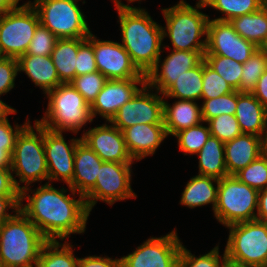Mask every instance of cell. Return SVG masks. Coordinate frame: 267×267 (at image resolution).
I'll return each instance as SVG.
<instances>
[{
  "label": "cell",
  "instance_id": "ab89813d",
  "mask_svg": "<svg viewBox=\"0 0 267 267\" xmlns=\"http://www.w3.org/2000/svg\"><path fill=\"white\" fill-rule=\"evenodd\" d=\"M108 79L99 71L76 76L70 83L91 105Z\"/></svg>",
  "mask_w": 267,
  "mask_h": 267
},
{
  "label": "cell",
  "instance_id": "484cf974",
  "mask_svg": "<svg viewBox=\"0 0 267 267\" xmlns=\"http://www.w3.org/2000/svg\"><path fill=\"white\" fill-rule=\"evenodd\" d=\"M219 180L204 175H195L185 185L179 204L189 209L211 205L214 212L217 205Z\"/></svg>",
  "mask_w": 267,
  "mask_h": 267
},
{
  "label": "cell",
  "instance_id": "1f68e13d",
  "mask_svg": "<svg viewBox=\"0 0 267 267\" xmlns=\"http://www.w3.org/2000/svg\"><path fill=\"white\" fill-rule=\"evenodd\" d=\"M266 3L267 0H207L205 6L221 13V16L213 18L214 20L230 21L258 11Z\"/></svg>",
  "mask_w": 267,
  "mask_h": 267
},
{
  "label": "cell",
  "instance_id": "7402d4cb",
  "mask_svg": "<svg viewBox=\"0 0 267 267\" xmlns=\"http://www.w3.org/2000/svg\"><path fill=\"white\" fill-rule=\"evenodd\" d=\"M228 175H235L261 155V137L242 133L224 143Z\"/></svg>",
  "mask_w": 267,
  "mask_h": 267
},
{
  "label": "cell",
  "instance_id": "5bb4252c",
  "mask_svg": "<svg viewBox=\"0 0 267 267\" xmlns=\"http://www.w3.org/2000/svg\"><path fill=\"white\" fill-rule=\"evenodd\" d=\"M98 38L91 33L86 39L93 45L98 71L108 80L146 78L134 65L121 43Z\"/></svg>",
  "mask_w": 267,
  "mask_h": 267
},
{
  "label": "cell",
  "instance_id": "9a60e30c",
  "mask_svg": "<svg viewBox=\"0 0 267 267\" xmlns=\"http://www.w3.org/2000/svg\"><path fill=\"white\" fill-rule=\"evenodd\" d=\"M80 140L81 136L66 141L63 132H55L43 127V143L48 169L47 183L53 184V181H60L69 185L72 182L75 149Z\"/></svg>",
  "mask_w": 267,
  "mask_h": 267
},
{
  "label": "cell",
  "instance_id": "11a10c76",
  "mask_svg": "<svg viewBox=\"0 0 267 267\" xmlns=\"http://www.w3.org/2000/svg\"><path fill=\"white\" fill-rule=\"evenodd\" d=\"M114 5H115V8L116 9H140V6L141 5H138V6H133V5H129L131 3H135L138 1V4H141V1L142 0H126L127 1V4H124V2L122 0H112Z\"/></svg>",
  "mask_w": 267,
  "mask_h": 267
},
{
  "label": "cell",
  "instance_id": "f907efd6",
  "mask_svg": "<svg viewBox=\"0 0 267 267\" xmlns=\"http://www.w3.org/2000/svg\"><path fill=\"white\" fill-rule=\"evenodd\" d=\"M256 220L267 223V188L259 191Z\"/></svg>",
  "mask_w": 267,
  "mask_h": 267
},
{
  "label": "cell",
  "instance_id": "c3c4849f",
  "mask_svg": "<svg viewBox=\"0 0 267 267\" xmlns=\"http://www.w3.org/2000/svg\"><path fill=\"white\" fill-rule=\"evenodd\" d=\"M4 195H20V191L14 184L11 169L0 168V196Z\"/></svg>",
  "mask_w": 267,
  "mask_h": 267
},
{
  "label": "cell",
  "instance_id": "d6986e66",
  "mask_svg": "<svg viewBox=\"0 0 267 267\" xmlns=\"http://www.w3.org/2000/svg\"><path fill=\"white\" fill-rule=\"evenodd\" d=\"M145 84L146 78L108 80L90 105L93 120L100 116L110 121L120 107L130 101Z\"/></svg>",
  "mask_w": 267,
  "mask_h": 267
},
{
  "label": "cell",
  "instance_id": "d6a6232c",
  "mask_svg": "<svg viewBox=\"0 0 267 267\" xmlns=\"http://www.w3.org/2000/svg\"><path fill=\"white\" fill-rule=\"evenodd\" d=\"M205 124V125H204ZM211 133L207 122L181 130L174 137L177 139L179 151L186 155H196L206 143Z\"/></svg>",
  "mask_w": 267,
  "mask_h": 267
},
{
  "label": "cell",
  "instance_id": "44dd1931",
  "mask_svg": "<svg viewBox=\"0 0 267 267\" xmlns=\"http://www.w3.org/2000/svg\"><path fill=\"white\" fill-rule=\"evenodd\" d=\"M103 162L86 143L80 140L75 149L73 180L69 186L85 196L94 187Z\"/></svg>",
  "mask_w": 267,
  "mask_h": 267
},
{
  "label": "cell",
  "instance_id": "4316f807",
  "mask_svg": "<svg viewBox=\"0 0 267 267\" xmlns=\"http://www.w3.org/2000/svg\"><path fill=\"white\" fill-rule=\"evenodd\" d=\"M86 38L58 39L51 57L62 83H70L76 77L77 53Z\"/></svg>",
  "mask_w": 267,
  "mask_h": 267
},
{
  "label": "cell",
  "instance_id": "f1b7e54d",
  "mask_svg": "<svg viewBox=\"0 0 267 267\" xmlns=\"http://www.w3.org/2000/svg\"><path fill=\"white\" fill-rule=\"evenodd\" d=\"M203 84V60L187 70L162 94L163 99L201 101Z\"/></svg>",
  "mask_w": 267,
  "mask_h": 267
},
{
  "label": "cell",
  "instance_id": "f546056e",
  "mask_svg": "<svg viewBox=\"0 0 267 267\" xmlns=\"http://www.w3.org/2000/svg\"><path fill=\"white\" fill-rule=\"evenodd\" d=\"M229 22L242 38L259 47L267 38V3L256 12L235 17Z\"/></svg>",
  "mask_w": 267,
  "mask_h": 267
},
{
  "label": "cell",
  "instance_id": "8992f818",
  "mask_svg": "<svg viewBox=\"0 0 267 267\" xmlns=\"http://www.w3.org/2000/svg\"><path fill=\"white\" fill-rule=\"evenodd\" d=\"M34 122V126L29 122L17 135L11 155L13 181L19 191L32 186V183L40 182L42 184V181L48 180L43 126Z\"/></svg>",
  "mask_w": 267,
  "mask_h": 267
},
{
  "label": "cell",
  "instance_id": "83f0119b",
  "mask_svg": "<svg viewBox=\"0 0 267 267\" xmlns=\"http://www.w3.org/2000/svg\"><path fill=\"white\" fill-rule=\"evenodd\" d=\"M198 156V174L221 179L228 176L225 162L224 143L218 138L210 135Z\"/></svg>",
  "mask_w": 267,
  "mask_h": 267
},
{
  "label": "cell",
  "instance_id": "e575fe53",
  "mask_svg": "<svg viewBox=\"0 0 267 267\" xmlns=\"http://www.w3.org/2000/svg\"><path fill=\"white\" fill-rule=\"evenodd\" d=\"M206 64L223 77L234 90L239 87L243 64L219 55H204Z\"/></svg>",
  "mask_w": 267,
  "mask_h": 267
},
{
  "label": "cell",
  "instance_id": "f5cc1de1",
  "mask_svg": "<svg viewBox=\"0 0 267 267\" xmlns=\"http://www.w3.org/2000/svg\"><path fill=\"white\" fill-rule=\"evenodd\" d=\"M20 0H0V15L14 10Z\"/></svg>",
  "mask_w": 267,
  "mask_h": 267
},
{
  "label": "cell",
  "instance_id": "836d02e7",
  "mask_svg": "<svg viewBox=\"0 0 267 267\" xmlns=\"http://www.w3.org/2000/svg\"><path fill=\"white\" fill-rule=\"evenodd\" d=\"M267 69V56L258 48L253 55L243 63V72L238 92H252L258 79Z\"/></svg>",
  "mask_w": 267,
  "mask_h": 267
},
{
  "label": "cell",
  "instance_id": "7bdbcfd3",
  "mask_svg": "<svg viewBox=\"0 0 267 267\" xmlns=\"http://www.w3.org/2000/svg\"><path fill=\"white\" fill-rule=\"evenodd\" d=\"M19 73L18 59L0 58V95H6L15 87V80Z\"/></svg>",
  "mask_w": 267,
  "mask_h": 267
},
{
  "label": "cell",
  "instance_id": "ac0fdd59",
  "mask_svg": "<svg viewBox=\"0 0 267 267\" xmlns=\"http://www.w3.org/2000/svg\"><path fill=\"white\" fill-rule=\"evenodd\" d=\"M82 132L81 140L104 162L136 163L127 149L123 133L111 122L105 121Z\"/></svg>",
  "mask_w": 267,
  "mask_h": 267
},
{
  "label": "cell",
  "instance_id": "e0dca14e",
  "mask_svg": "<svg viewBox=\"0 0 267 267\" xmlns=\"http://www.w3.org/2000/svg\"><path fill=\"white\" fill-rule=\"evenodd\" d=\"M169 50L171 52H168L164 59L163 55H160L146 75V84L160 94H163L185 71L197 66L205 54V51Z\"/></svg>",
  "mask_w": 267,
  "mask_h": 267
},
{
  "label": "cell",
  "instance_id": "6f0895ef",
  "mask_svg": "<svg viewBox=\"0 0 267 267\" xmlns=\"http://www.w3.org/2000/svg\"><path fill=\"white\" fill-rule=\"evenodd\" d=\"M223 267H257V266L241 264L226 258Z\"/></svg>",
  "mask_w": 267,
  "mask_h": 267
},
{
  "label": "cell",
  "instance_id": "2e32d148",
  "mask_svg": "<svg viewBox=\"0 0 267 267\" xmlns=\"http://www.w3.org/2000/svg\"><path fill=\"white\" fill-rule=\"evenodd\" d=\"M257 49L254 43L242 38L229 21L209 19L204 55L224 56L243 64Z\"/></svg>",
  "mask_w": 267,
  "mask_h": 267
},
{
  "label": "cell",
  "instance_id": "3957f363",
  "mask_svg": "<svg viewBox=\"0 0 267 267\" xmlns=\"http://www.w3.org/2000/svg\"><path fill=\"white\" fill-rule=\"evenodd\" d=\"M204 8L207 7L202 3L193 6L185 0H179L175 5L161 9L165 21V26H162L163 40L169 38L170 49L206 51L210 16L201 11Z\"/></svg>",
  "mask_w": 267,
  "mask_h": 267
},
{
  "label": "cell",
  "instance_id": "91938a15",
  "mask_svg": "<svg viewBox=\"0 0 267 267\" xmlns=\"http://www.w3.org/2000/svg\"><path fill=\"white\" fill-rule=\"evenodd\" d=\"M207 0H196V3H202L205 4Z\"/></svg>",
  "mask_w": 267,
  "mask_h": 267
},
{
  "label": "cell",
  "instance_id": "f35d334b",
  "mask_svg": "<svg viewBox=\"0 0 267 267\" xmlns=\"http://www.w3.org/2000/svg\"><path fill=\"white\" fill-rule=\"evenodd\" d=\"M232 86L217 72L210 68L203 59L202 100H209L233 92Z\"/></svg>",
  "mask_w": 267,
  "mask_h": 267
},
{
  "label": "cell",
  "instance_id": "8fae6325",
  "mask_svg": "<svg viewBox=\"0 0 267 267\" xmlns=\"http://www.w3.org/2000/svg\"><path fill=\"white\" fill-rule=\"evenodd\" d=\"M132 164L119 162H103L100 166L94 187L84 196L88 210L92 211L98 201L113 206L138 196L131 187Z\"/></svg>",
  "mask_w": 267,
  "mask_h": 267
},
{
  "label": "cell",
  "instance_id": "5b68a950",
  "mask_svg": "<svg viewBox=\"0 0 267 267\" xmlns=\"http://www.w3.org/2000/svg\"><path fill=\"white\" fill-rule=\"evenodd\" d=\"M48 104L41 119H36L39 125L55 132H70L78 134L83 126L94 120L90 105L71 83H62L45 94ZM87 124V125H86Z\"/></svg>",
  "mask_w": 267,
  "mask_h": 267
},
{
  "label": "cell",
  "instance_id": "ffe728a7",
  "mask_svg": "<svg viewBox=\"0 0 267 267\" xmlns=\"http://www.w3.org/2000/svg\"><path fill=\"white\" fill-rule=\"evenodd\" d=\"M127 149L137 162L152 156L168 135L164 124H137L122 131Z\"/></svg>",
  "mask_w": 267,
  "mask_h": 267
},
{
  "label": "cell",
  "instance_id": "db71d44e",
  "mask_svg": "<svg viewBox=\"0 0 267 267\" xmlns=\"http://www.w3.org/2000/svg\"><path fill=\"white\" fill-rule=\"evenodd\" d=\"M0 168L11 169V154L4 147H0Z\"/></svg>",
  "mask_w": 267,
  "mask_h": 267
},
{
  "label": "cell",
  "instance_id": "6da1fadb",
  "mask_svg": "<svg viewBox=\"0 0 267 267\" xmlns=\"http://www.w3.org/2000/svg\"><path fill=\"white\" fill-rule=\"evenodd\" d=\"M53 186L46 182L36 189L31 186L22 189L19 210L48 241H64L71 234H84L91 215L84 196L69 185L60 189Z\"/></svg>",
  "mask_w": 267,
  "mask_h": 267
},
{
  "label": "cell",
  "instance_id": "cb8c5ba5",
  "mask_svg": "<svg viewBox=\"0 0 267 267\" xmlns=\"http://www.w3.org/2000/svg\"><path fill=\"white\" fill-rule=\"evenodd\" d=\"M235 116L242 133L262 137L267 129V109L251 92L237 91Z\"/></svg>",
  "mask_w": 267,
  "mask_h": 267
},
{
  "label": "cell",
  "instance_id": "8d00e7d4",
  "mask_svg": "<svg viewBox=\"0 0 267 267\" xmlns=\"http://www.w3.org/2000/svg\"><path fill=\"white\" fill-rule=\"evenodd\" d=\"M200 105L202 120L204 122L222 114L235 115L237 106V90L217 98L203 100L200 102Z\"/></svg>",
  "mask_w": 267,
  "mask_h": 267
},
{
  "label": "cell",
  "instance_id": "ba28073f",
  "mask_svg": "<svg viewBox=\"0 0 267 267\" xmlns=\"http://www.w3.org/2000/svg\"><path fill=\"white\" fill-rule=\"evenodd\" d=\"M82 0H28L39 22L58 39L87 38L92 31L79 2Z\"/></svg>",
  "mask_w": 267,
  "mask_h": 267
},
{
  "label": "cell",
  "instance_id": "7a4b0ae2",
  "mask_svg": "<svg viewBox=\"0 0 267 267\" xmlns=\"http://www.w3.org/2000/svg\"><path fill=\"white\" fill-rule=\"evenodd\" d=\"M121 31V44L132 62L144 75L154 67L161 52L169 45L163 44L162 25L153 20L145 8L117 9Z\"/></svg>",
  "mask_w": 267,
  "mask_h": 267
},
{
  "label": "cell",
  "instance_id": "680465c9",
  "mask_svg": "<svg viewBox=\"0 0 267 267\" xmlns=\"http://www.w3.org/2000/svg\"><path fill=\"white\" fill-rule=\"evenodd\" d=\"M258 48L267 56V38Z\"/></svg>",
  "mask_w": 267,
  "mask_h": 267
},
{
  "label": "cell",
  "instance_id": "60d3db41",
  "mask_svg": "<svg viewBox=\"0 0 267 267\" xmlns=\"http://www.w3.org/2000/svg\"><path fill=\"white\" fill-rule=\"evenodd\" d=\"M210 133L223 143L242 134L235 115L222 114L207 121Z\"/></svg>",
  "mask_w": 267,
  "mask_h": 267
},
{
  "label": "cell",
  "instance_id": "ee69618b",
  "mask_svg": "<svg viewBox=\"0 0 267 267\" xmlns=\"http://www.w3.org/2000/svg\"><path fill=\"white\" fill-rule=\"evenodd\" d=\"M76 76L97 72L93 45L86 39L78 48Z\"/></svg>",
  "mask_w": 267,
  "mask_h": 267
},
{
  "label": "cell",
  "instance_id": "7dc6e473",
  "mask_svg": "<svg viewBox=\"0 0 267 267\" xmlns=\"http://www.w3.org/2000/svg\"><path fill=\"white\" fill-rule=\"evenodd\" d=\"M19 204L20 195L0 196V225L5 220L11 218L19 210ZM10 210L11 212L8 213Z\"/></svg>",
  "mask_w": 267,
  "mask_h": 267
},
{
  "label": "cell",
  "instance_id": "d590c367",
  "mask_svg": "<svg viewBox=\"0 0 267 267\" xmlns=\"http://www.w3.org/2000/svg\"><path fill=\"white\" fill-rule=\"evenodd\" d=\"M219 243L215 245L208 253L196 256L192 254L185 245H182L178 267H223L226 259L225 250L221 255L219 252Z\"/></svg>",
  "mask_w": 267,
  "mask_h": 267
},
{
  "label": "cell",
  "instance_id": "30bf717a",
  "mask_svg": "<svg viewBox=\"0 0 267 267\" xmlns=\"http://www.w3.org/2000/svg\"><path fill=\"white\" fill-rule=\"evenodd\" d=\"M39 24L38 14L28 1L0 15L1 56L19 59L26 54Z\"/></svg>",
  "mask_w": 267,
  "mask_h": 267
},
{
  "label": "cell",
  "instance_id": "d4e9b609",
  "mask_svg": "<svg viewBox=\"0 0 267 267\" xmlns=\"http://www.w3.org/2000/svg\"><path fill=\"white\" fill-rule=\"evenodd\" d=\"M18 65L19 73H25L44 95L62 84L51 55L39 56L26 53L18 59Z\"/></svg>",
  "mask_w": 267,
  "mask_h": 267
},
{
  "label": "cell",
  "instance_id": "4dcf8cb0",
  "mask_svg": "<svg viewBox=\"0 0 267 267\" xmlns=\"http://www.w3.org/2000/svg\"><path fill=\"white\" fill-rule=\"evenodd\" d=\"M69 240L47 241L39 254L36 267H79V257L74 254Z\"/></svg>",
  "mask_w": 267,
  "mask_h": 267
},
{
  "label": "cell",
  "instance_id": "74e56055",
  "mask_svg": "<svg viewBox=\"0 0 267 267\" xmlns=\"http://www.w3.org/2000/svg\"><path fill=\"white\" fill-rule=\"evenodd\" d=\"M235 176L244 184L258 191L267 188V158L260 155Z\"/></svg>",
  "mask_w": 267,
  "mask_h": 267
},
{
  "label": "cell",
  "instance_id": "4fadbf2b",
  "mask_svg": "<svg viewBox=\"0 0 267 267\" xmlns=\"http://www.w3.org/2000/svg\"><path fill=\"white\" fill-rule=\"evenodd\" d=\"M163 95L145 84L109 121L121 132L137 124H164Z\"/></svg>",
  "mask_w": 267,
  "mask_h": 267
},
{
  "label": "cell",
  "instance_id": "681fc988",
  "mask_svg": "<svg viewBox=\"0 0 267 267\" xmlns=\"http://www.w3.org/2000/svg\"><path fill=\"white\" fill-rule=\"evenodd\" d=\"M267 109V69L263 72L262 76L251 92Z\"/></svg>",
  "mask_w": 267,
  "mask_h": 267
},
{
  "label": "cell",
  "instance_id": "7c38bea8",
  "mask_svg": "<svg viewBox=\"0 0 267 267\" xmlns=\"http://www.w3.org/2000/svg\"><path fill=\"white\" fill-rule=\"evenodd\" d=\"M176 229L160 237L150 236L132 253L121 257L122 267H178L183 242Z\"/></svg>",
  "mask_w": 267,
  "mask_h": 267
},
{
  "label": "cell",
  "instance_id": "52a82bcc",
  "mask_svg": "<svg viewBox=\"0 0 267 267\" xmlns=\"http://www.w3.org/2000/svg\"><path fill=\"white\" fill-rule=\"evenodd\" d=\"M258 194V190L242 183L235 175L219 179L214 218L224 227L256 220Z\"/></svg>",
  "mask_w": 267,
  "mask_h": 267
},
{
  "label": "cell",
  "instance_id": "9c48e42d",
  "mask_svg": "<svg viewBox=\"0 0 267 267\" xmlns=\"http://www.w3.org/2000/svg\"><path fill=\"white\" fill-rule=\"evenodd\" d=\"M226 258L241 264L267 267V223L253 220L230 225Z\"/></svg>",
  "mask_w": 267,
  "mask_h": 267
},
{
  "label": "cell",
  "instance_id": "9f6ffc18",
  "mask_svg": "<svg viewBox=\"0 0 267 267\" xmlns=\"http://www.w3.org/2000/svg\"><path fill=\"white\" fill-rule=\"evenodd\" d=\"M261 155L267 158V129L261 137Z\"/></svg>",
  "mask_w": 267,
  "mask_h": 267
},
{
  "label": "cell",
  "instance_id": "603a6c76",
  "mask_svg": "<svg viewBox=\"0 0 267 267\" xmlns=\"http://www.w3.org/2000/svg\"><path fill=\"white\" fill-rule=\"evenodd\" d=\"M201 122H203L201 105L198 102L175 99L171 105L164 99L163 123L168 137Z\"/></svg>",
  "mask_w": 267,
  "mask_h": 267
},
{
  "label": "cell",
  "instance_id": "f6af8a7d",
  "mask_svg": "<svg viewBox=\"0 0 267 267\" xmlns=\"http://www.w3.org/2000/svg\"><path fill=\"white\" fill-rule=\"evenodd\" d=\"M29 116L21 125L14 123L12 126L9 119L0 122V147H4L11 155L14 150L15 141L20 131L29 123Z\"/></svg>",
  "mask_w": 267,
  "mask_h": 267
},
{
  "label": "cell",
  "instance_id": "816d5d0a",
  "mask_svg": "<svg viewBox=\"0 0 267 267\" xmlns=\"http://www.w3.org/2000/svg\"><path fill=\"white\" fill-rule=\"evenodd\" d=\"M2 95H0L1 97ZM17 110L13 108L12 106L8 105L6 102L1 100L0 98V122L8 119L9 115L15 114L16 115Z\"/></svg>",
  "mask_w": 267,
  "mask_h": 267
},
{
  "label": "cell",
  "instance_id": "94428289",
  "mask_svg": "<svg viewBox=\"0 0 267 267\" xmlns=\"http://www.w3.org/2000/svg\"><path fill=\"white\" fill-rule=\"evenodd\" d=\"M0 267H6V266L0 261Z\"/></svg>",
  "mask_w": 267,
  "mask_h": 267
},
{
  "label": "cell",
  "instance_id": "277c9868",
  "mask_svg": "<svg viewBox=\"0 0 267 267\" xmlns=\"http://www.w3.org/2000/svg\"><path fill=\"white\" fill-rule=\"evenodd\" d=\"M48 240L18 210L0 225V261L6 267H36L43 245Z\"/></svg>",
  "mask_w": 267,
  "mask_h": 267
},
{
  "label": "cell",
  "instance_id": "b9f144b4",
  "mask_svg": "<svg viewBox=\"0 0 267 267\" xmlns=\"http://www.w3.org/2000/svg\"><path fill=\"white\" fill-rule=\"evenodd\" d=\"M57 40L58 38L52 32L39 24L26 53L29 55L50 56Z\"/></svg>",
  "mask_w": 267,
  "mask_h": 267
},
{
  "label": "cell",
  "instance_id": "bcb514c9",
  "mask_svg": "<svg viewBox=\"0 0 267 267\" xmlns=\"http://www.w3.org/2000/svg\"><path fill=\"white\" fill-rule=\"evenodd\" d=\"M79 267H122L121 258H111L108 255H88L79 258Z\"/></svg>",
  "mask_w": 267,
  "mask_h": 267
}]
</instances>
